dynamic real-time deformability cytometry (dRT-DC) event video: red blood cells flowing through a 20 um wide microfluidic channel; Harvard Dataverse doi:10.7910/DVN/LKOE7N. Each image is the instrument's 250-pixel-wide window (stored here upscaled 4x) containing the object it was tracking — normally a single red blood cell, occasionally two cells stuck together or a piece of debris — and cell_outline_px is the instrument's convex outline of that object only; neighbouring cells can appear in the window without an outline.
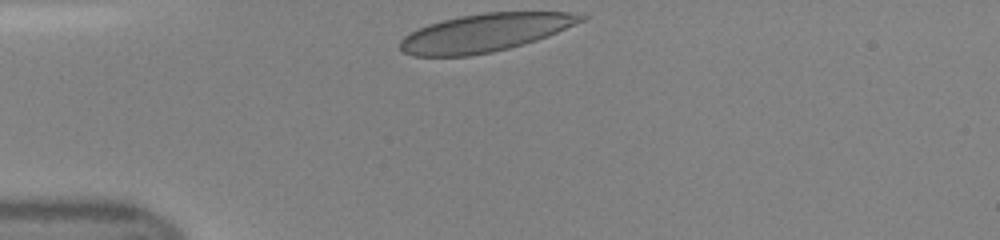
{"species": "human", "species_latin": "Homo sapiens", "temperature_condition": "room temperature", "stored_images_in_passage": 36, "camera_frame_rate_fps": 3000, "um_per_image_px": 0.085, "donor": {"sex": "female"}, "frame": {"image": 1, "passage_image": 1, "time_ms": 0.0, "image_size_px": [1000, 240], "cell_outline_px": [[588, 16], [584, 20], [548, 36], [536, 40], [508, 48], [492, 52], [468, 56], [412, 56], [404, 52], [400, 48], [400, 40], [404, 36], [428, 24], [460, 16], [484, 12], [568, 12]], "centroid_in_image_um": [41.21, 2.78], "position_along_channel_um": 43.8, "area_um2": 39.71}}
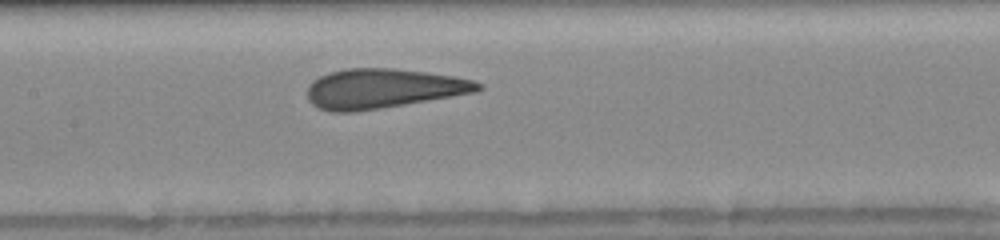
{"frame": {"image": 2, "passage_image": 12, "time_ms": 3.667, "image_size_px": [1000, 240], "cell_outline_px": [[484, 88], [476, 92], [356, 112], [332, 112], [316, 108], [308, 100], [308, 84], [312, 80], [320, 76], [332, 72], [348, 68], [392, 68], [456, 76], [472, 80], [484, 84]], "centroid_in_image_um": [32.54, 7.53], "position_along_channel_um": 174.9, "area_um2": 39.36}}
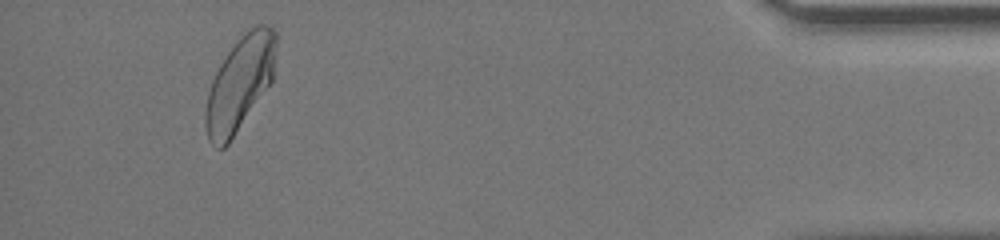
{"frame": {"image": 3, "passage_image": 33, "time_ms": 10.667, "image_size_px": [1000, 240], "cell_outline_px": [[276, 44], [272, 80], [228, 144], [224, 148], [216, 148], [208, 140], [204, 124], [204, 112], [208, 92], [212, 80], [220, 64], [228, 52], [240, 36], [256, 24], [268, 24], [276, 32]], "centroid_in_image_um": [20.36, 7.1], "position_along_channel_um": 414.8, "area_um2": 38.38}}